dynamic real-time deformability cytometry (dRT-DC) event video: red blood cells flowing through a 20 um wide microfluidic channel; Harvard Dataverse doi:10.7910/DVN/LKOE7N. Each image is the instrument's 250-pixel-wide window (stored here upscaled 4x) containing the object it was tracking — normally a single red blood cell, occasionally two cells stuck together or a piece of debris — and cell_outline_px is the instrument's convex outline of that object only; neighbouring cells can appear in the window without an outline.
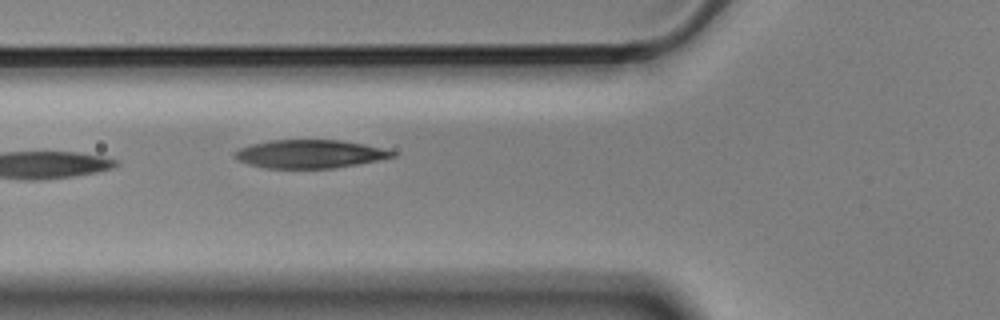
{"species": "Egyptian fruit bat (a non-hibernating species)", "species_latin": "Rousettus aegyptiacus", "temperature_condition": "cold", "stored_images_in_passage": 2, "camera_frame_rate_fps": 3000, "um_per_image_px": 0.085, "animal": {"sex": "male"}, "frame": {"image": 1, "passage_image": 2, "time_ms": 0.333, "image_size_px": [1000, 320], "cell_outline_px": [[396, 156], [380, 160], [332, 168], [264, 168], [248, 164], [236, 160], [232, 156], [232, 152], [240, 148], [252, 144], [272, 140], [340, 140], [364, 144], [396, 152]], "centroid_in_image_um": [26.28, 13.09], "position_along_channel_um": 99.5, "area_um2": 26.01}}